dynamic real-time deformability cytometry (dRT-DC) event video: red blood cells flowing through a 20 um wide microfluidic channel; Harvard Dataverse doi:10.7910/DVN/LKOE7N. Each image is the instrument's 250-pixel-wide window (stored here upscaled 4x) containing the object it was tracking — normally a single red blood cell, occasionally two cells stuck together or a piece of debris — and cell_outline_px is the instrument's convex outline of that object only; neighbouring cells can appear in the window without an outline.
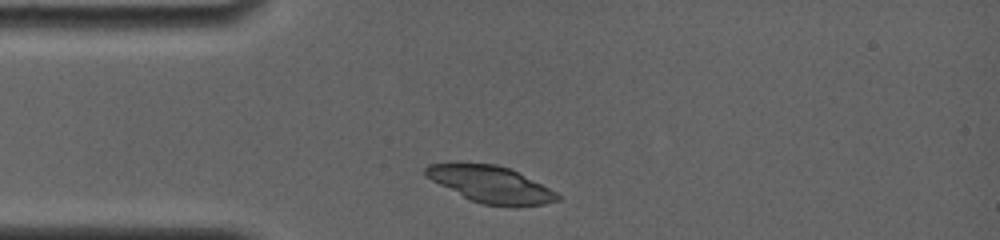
{"species": "common noctule bat (a hibernating species)", "species_latin": "Nyctalus noctula", "temperature_condition": "room temperature", "stored_images_in_passage": 2, "camera_frame_rate_fps": 4000, "um_per_image_px": 0.085, "animal": {"sex": "female", "body_mass_g": 19.0, "forearm_length_mm": 56.7}, "frame": {"image": 1, "passage_image": 1, "time_ms": 0.0, "image_size_px": [1000, 240], "cell_outline_px": [[560, 200], [544, 204], [516, 208], [512, 208], [480, 204], [424, 176], [424, 168], [428, 164], [460, 160], [496, 164], [508, 168], [556, 192], [560, 196]], "centroid_in_image_um": [41.66, 15.65], "position_along_channel_um": 43.3, "area_um2": 28.73}}